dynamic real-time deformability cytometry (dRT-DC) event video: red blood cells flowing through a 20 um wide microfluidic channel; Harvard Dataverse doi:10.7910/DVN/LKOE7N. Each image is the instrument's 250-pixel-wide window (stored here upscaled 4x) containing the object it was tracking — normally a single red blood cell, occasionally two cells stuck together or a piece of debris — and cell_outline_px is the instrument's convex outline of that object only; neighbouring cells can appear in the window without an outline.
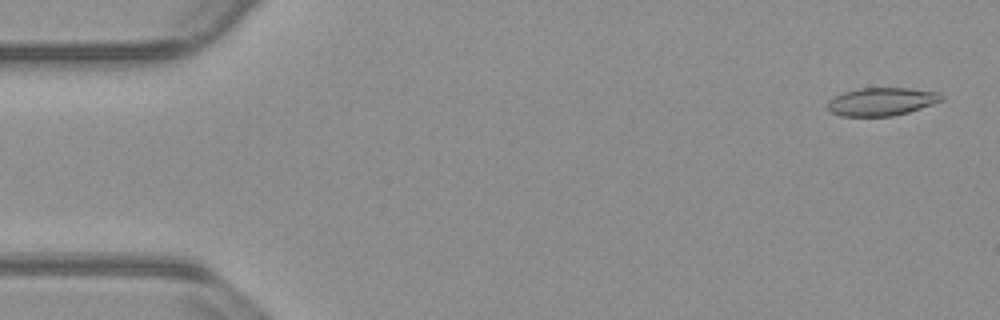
{"species": "common noctule bat (a hibernating species)", "species_latin": "Nyctalus noctula", "temperature_condition": "warm", "stored_images_in_passage": 54, "camera_frame_rate_fps": 3000, "um_per_image_px": 0.085, "animal": {"sex": "male", "body_mass_g": 23.1, "forearm_length_mm": 52.7}, "frame": {"image": 1, "passage_image": 2, "time_ms": 0.333, "image_size_px": [1000, 320], "cell_outline_px": [[944, 100], [908, 112], [892, 116], [840, 116], [832, 112], [828, 108], [828, 100], [844, 92], [860, 88], [908, 88], [940, 92], [944, 96]], "centroid_in_image_um": [74.96, 8.63], "position_along_channel_um": 10.0, "area_um2": 18.55}}
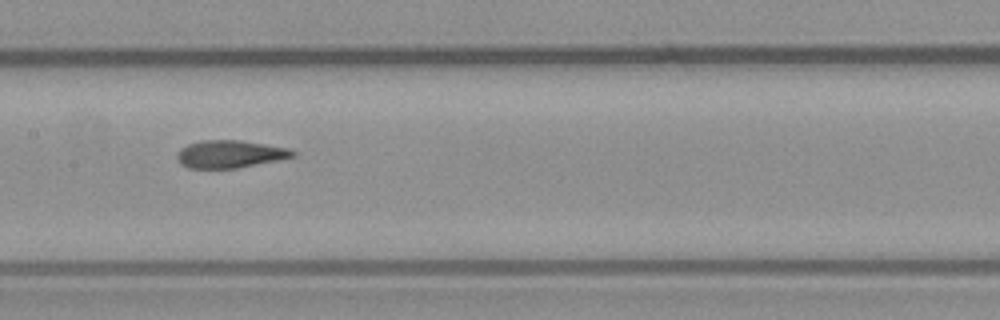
{"frame": {"image": 2, "passage_image": 26, "time_ms": 8.333, "image_size_px": [1000, 320], "cell_outline_px": [[296, 156], [280, 160], [236, 168], [188, 168], [180, 164], [176, 156], [176, 152], [180, 148], [188, 144], [200, 140], [240, 140], [288, 148], [296, 152]], "centroid_in_image_um": [19.52, 13.09], "position_along_channel_um": 187.9, "area_um2": 18.73}}
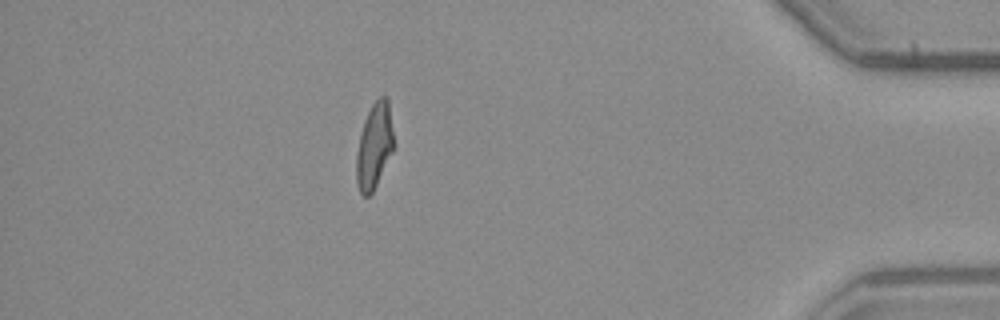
{"frame": {"image": 3, "passage_image": 47, "time_ms": 15.333, "image_size_px": [1000, 320], "cell_outline_px": [[392, 152], [372, 192], [368, 196], [364, 196], [360, 192], [356, 184], [356, 156], [360, 136], [364, 120], [372, 104], [380, 96], [388, 96], [392, 132]], "centroid_in_image_um": [31.79, 12.4], "position_along_channel_um": 403.4, "area_um2": 18.15}, "authors_computed_cell_mechanics": {"area_um2": 19.1607, "velocity_mm_per_s": 3.8144, "shape_relaxation_time_tau1_ms": 9.232, "shape_relaxation_time_tau2_ms": 1.8637, "deformation_change_tau1": 0.2451, "deformation_change_tau2": 0.0991}}